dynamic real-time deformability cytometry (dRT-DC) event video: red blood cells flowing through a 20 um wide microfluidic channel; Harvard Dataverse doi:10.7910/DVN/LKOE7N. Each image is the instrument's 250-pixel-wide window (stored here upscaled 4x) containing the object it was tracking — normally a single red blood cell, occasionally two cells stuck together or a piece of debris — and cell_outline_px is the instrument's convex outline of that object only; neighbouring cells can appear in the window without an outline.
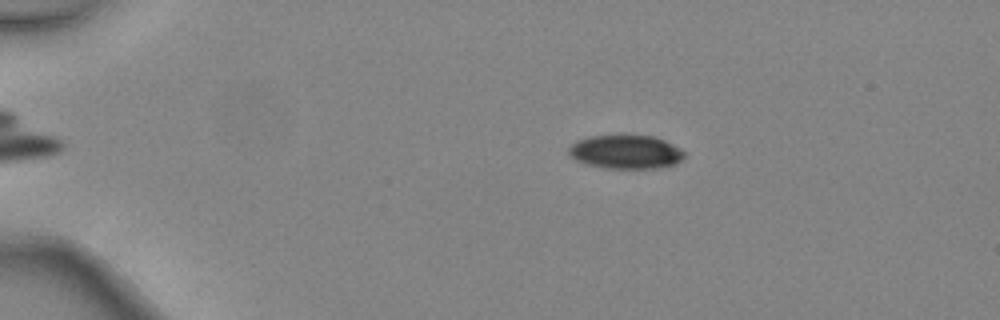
{"species": "common noctule bat (a hibernating species)", "species_latin": "Nyctalus noctula", "temperature_condition": "warm", "stored_images_in_passage": 6, "camera_frame_rate_fps": 3000, "um_per_image_px": 0.085, "animal": {"sex": "female", "body_mass_g": 24.6, "forearm_length_mm": 56.2}, "frame": {"image": 1, "passage_image": 6, "time_ms": 1.667, "image_size_px": [1000, 320], "cell_outline_px": [[688, 152], [676, 164], [656, 168], [604, 168], [588, 164], [576, 160], [568, 156], [568, 148], [576, 140], [588, 136], [652, 136], [664, 140]], "centroid_in_image_um": [53.18, 12.92], "position_along_channel_um": 31.8, "area_um2": 22.72}}